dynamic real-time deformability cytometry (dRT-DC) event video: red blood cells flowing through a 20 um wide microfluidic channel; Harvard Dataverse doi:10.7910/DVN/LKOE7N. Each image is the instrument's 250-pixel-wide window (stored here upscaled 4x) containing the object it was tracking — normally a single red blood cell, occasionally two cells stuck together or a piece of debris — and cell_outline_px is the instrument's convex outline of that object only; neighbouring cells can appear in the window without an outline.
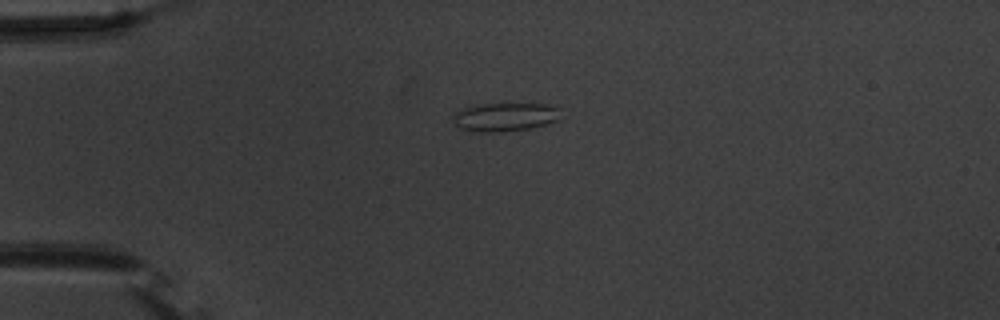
{"species": "common noctule bat (a hibernating species)", "species_latin": "Nyctalus noctula", "temperature_condition": "warm", "stored_images_in_passage": 41, "camera_frame_rate_fps": 3000, "um_per_image_px": 0.085, "animal": {"sex": "male", "body_mass_g": 20.1, "forearm_length_mm": 53.5}, "frame": {"image": 1, "passage_image": 1, "time_ms": 0.0, "image_size_px": [1000, 320], "cell_outline_px": [[560, 120], [528, 128], [500, 132], [472, 132], [460, 128], [452, 120], [452, 116], [456, 112], [464, 108], [480, 104], [548, 104], [560, 108]], "centroid_in_image_um": [42.92, 9.94], "position_along_channel_um": 42.1, "area_um2": 17.92}}
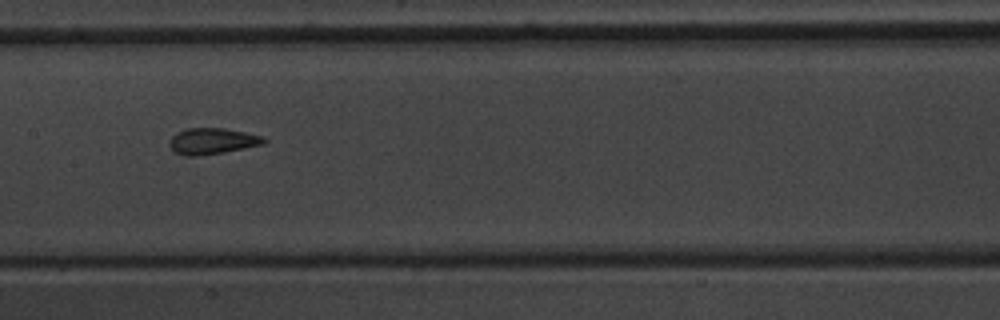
{"frame": {"image": 2, "passage_image": 15, "time_ms": 4.667, "image_size_px": [1000, 320], "cell_outline_px": [[268, 140], [264, 144], [224, 152], [200, 156], [184, 156], [176, 152], [168, 144], [172, 136], [176, 132], [188, 128], [224, 128], [264, 136]], "centroid_in_image_um": [18.05, 11.99], "position_along_channel_um": 189.3, "area_um2": 14.45}}
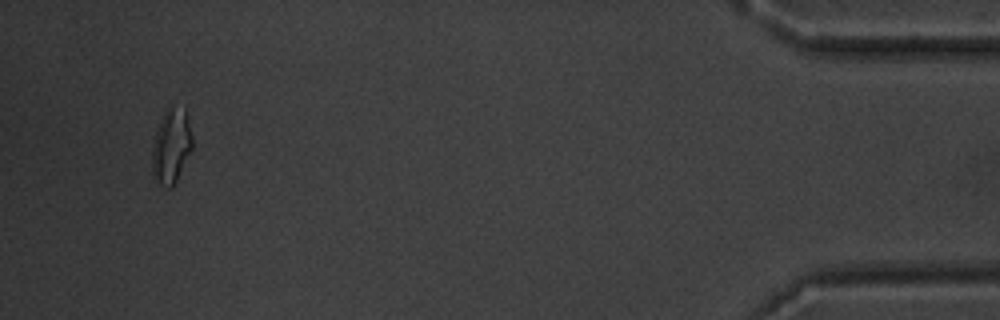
{"frame": {"image": 3, "passage_image": 39, "time_ms": 12.667, "image_size_px": [1000, 320], "cell_outline_px": [[192, 148], [172, 188], [168, 188], [156, 184], [152, 176], [152, 144], [160, 120], [164, 112], [172, 104], [184, 108], [192, 136]], "centroid_in_image_um": [14.52, 12.44], "position_along_channel_um": 420.7, "area_um2": 17.57}, "authors_computed_cell_mechanics": {"area_um2": 14.3344, "velocity_mm_per_s": 3.7718, "shape_relaxation_time_tau1_ms": null, "shape_relaxation_time_tau2_ms": 1.0926, "deformation_change_tau1": null, "deformation_change_tau2": 0.0919}}